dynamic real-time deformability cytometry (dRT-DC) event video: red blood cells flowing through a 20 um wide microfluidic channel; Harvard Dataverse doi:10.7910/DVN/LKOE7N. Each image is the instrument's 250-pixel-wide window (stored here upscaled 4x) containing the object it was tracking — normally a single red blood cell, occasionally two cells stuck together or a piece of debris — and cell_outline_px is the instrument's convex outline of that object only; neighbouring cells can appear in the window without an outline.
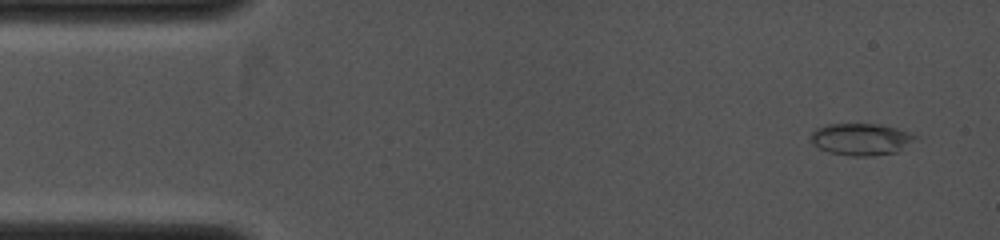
{"species": "common noctule bat (a hibernating species)", "species_latin": "Nyctalus noctula", "temperature_condition": "cold", "stored_images_in_passage": 5, "camera_frame_rate_fps": 4000, "um_per_image_px": 0.085, "animal": {"sex": "female", "body_mass_g": 19.0, "forearm_length_mm": 53.3}, "frame": {"image": 1, "passage_image": 1, "time_ms": 0.0, "image_size_px": [1000, 240], "cell_outline_px": [[916, 136], [912, 140], [896, 152], [872, 156], [852, 156], [828, 152], [812, 144], [812, 132], [816, 128], [828, 124], [880, 124], [896, 128], [908, 132]], "centroid_in_image_um": [73.13, 11.83], "position_along_channel_um": 11.9, "area_um2": 19.07}}
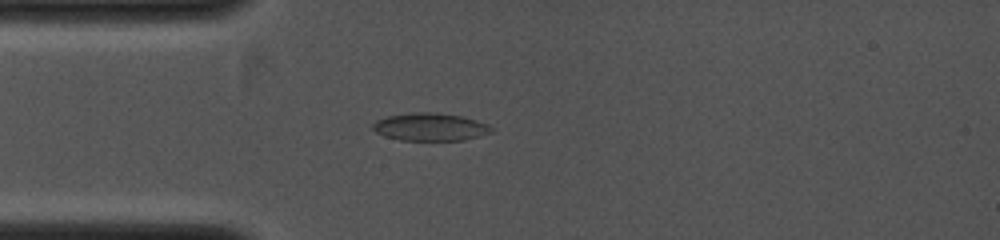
{"frame": {"image": 2, "passage_image": 5, "time_ms": 2.5, "image_size_px": [1000, 240], "cell_outline_px": [[492, 132], [480, 136], [464, 140], [400, 140], [384, 136], [376, 132], [372, 128], [372, 124], [376, 120], [388, 116], [412, 112], [432, 112], [460, 116], [476, 120], [488, 124], [492, 128]], "centroid_in_image_um": [36.55, 10.79], "position_along_channel_um": 48.4, "area_um2": 19.13}}